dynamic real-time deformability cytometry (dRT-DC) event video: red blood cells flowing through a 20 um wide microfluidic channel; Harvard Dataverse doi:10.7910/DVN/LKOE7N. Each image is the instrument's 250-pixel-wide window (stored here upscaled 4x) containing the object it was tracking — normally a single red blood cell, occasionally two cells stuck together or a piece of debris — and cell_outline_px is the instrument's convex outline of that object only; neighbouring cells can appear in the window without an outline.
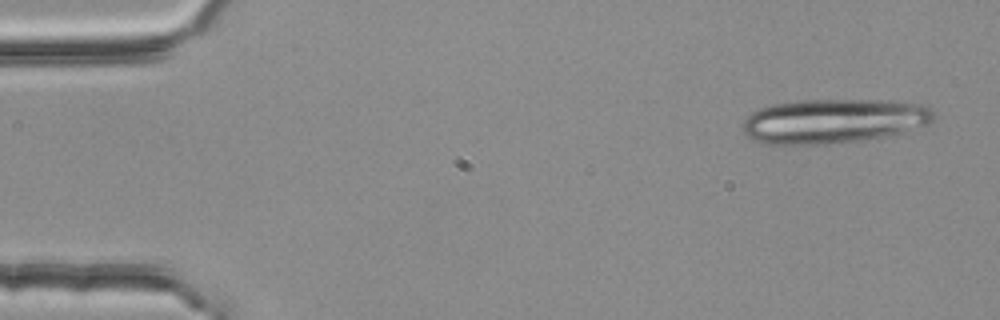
{"species": "common noctule bat (a hibernating species)", "species_latin": "Nyctalus noctula", "temperature_condition": "room temperature", "stored_images_in_passage": 4, "camera_frame_rate_fps": 3000, "um_per_image_px": 0.085, "animal": {"sex": "female", "body_mass_g": 25.1}, "frame": {"image": 1, "passage_image": 1, "time_ms": 0.0, "image_size_px": [1000, 320], "cell_outline_px": [[936, 116], [928, 124], [888, 136], [860, 140], [828, 144], [768, 144], [752, 140], [744, 136], [744, 120], [752, 112], [760, 108], [772, 104], [800, 100], [880, 100], [928, 104]], "centroid_in_image_um": [70.86, 10.28], "position_along_channel_um": 14.1, "area_um2": 49.65}}